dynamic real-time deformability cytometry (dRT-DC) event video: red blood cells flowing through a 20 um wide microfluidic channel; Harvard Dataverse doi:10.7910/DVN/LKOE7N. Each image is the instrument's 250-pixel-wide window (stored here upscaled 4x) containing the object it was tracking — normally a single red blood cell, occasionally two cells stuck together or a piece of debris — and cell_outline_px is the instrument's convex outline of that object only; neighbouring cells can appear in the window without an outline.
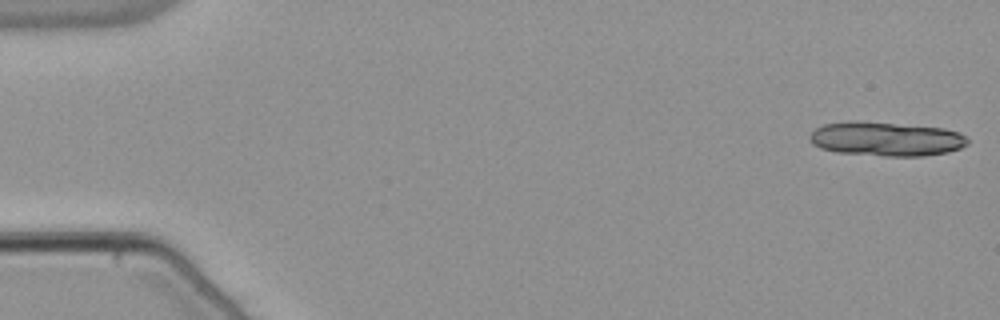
{"species": "common noctule bat (a hibernating species)", "species_latin": "Nyctalus noctula", "temperature_condition": "warm", "stored_images_in_passage": 15, "camera_frame_rate_fps": 3000, "um_per_image_px": 0.085, "animal": {"sex": "male", "body_mass_g": 21.5, "forearm_length_mm": 52.0}, "frame": {"image": 1, "passage_image": 1, "time_ms": 0.0, "image_size_px": [1000, 320], "cell_outline_px": [[968, 144], [960, 148], [948, 152], [924, 156], [884, 156], [836, 152], [820, 148], [812, 144], [808, 140], [808, 136], [816, 128], [824, 124], [856, 120], [944, 128], [960, 132], [968, 140]], "centroid_in_image_um": [75.3, 11.81], "position_along_channel_um": 9.7, "area_um2": 31.67}}